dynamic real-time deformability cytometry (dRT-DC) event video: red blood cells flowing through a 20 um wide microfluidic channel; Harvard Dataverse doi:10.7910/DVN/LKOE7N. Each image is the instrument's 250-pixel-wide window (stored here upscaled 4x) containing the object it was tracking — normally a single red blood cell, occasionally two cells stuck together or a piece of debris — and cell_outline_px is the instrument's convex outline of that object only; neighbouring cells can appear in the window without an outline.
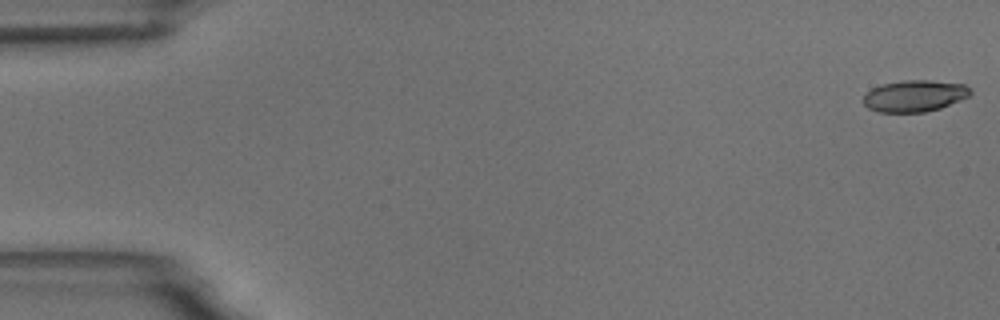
{"species": "common noctule bat (a hibernating species)", "species_latin": "Nyctalus noctula", "temperature_condition": "room temperature", "stored_images_in_passage": 58, "camera_frame_rate_fps": 3000, "um_per_image_px": 0.085, "animal": {"sex": "male", "body_mass_g": 18.8}, "frame": {"image": 1, "passage_image": 1, "time_ms": 0.0, "image_size_px": [1000, 320], "cell_outline_px": [[972, 92], [968, 96], [960, 100], [940, 108], [924, 112], [880, 112], [868, 108], [864, 104], [864, 96], [872, 88], [880, 84], [904, 80], [928, 80], [964, 84]], "centroid_in_image_um": [77.72, 8.15], "position_along_channel_um": 7.3, "area_um2": 19.54}}
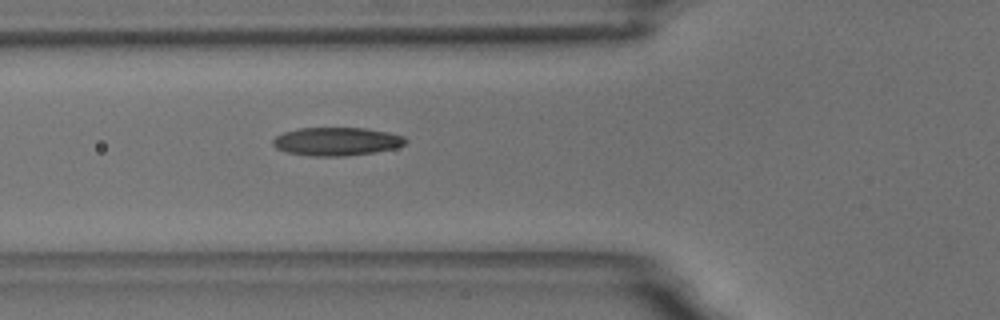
{"frame": {"image": 2, "passage_image": 21, "time_ms": 6.667, "image_size_px": [1000, 320], "cell_outline_px": [[408, 140], [404, 144], [396, 148], [376, 152], [344, 156], [312, 156], [288, 152], [276, 148], [272, 144], [272, 140], [276, 136], [284, 132], [300, 128], [368, 128], [388, 132], [404, 136]], "centroid_in_image_um": [28.64, 12.02], "position_along_channel_um": 97.2, "area_um2": 21.91}}
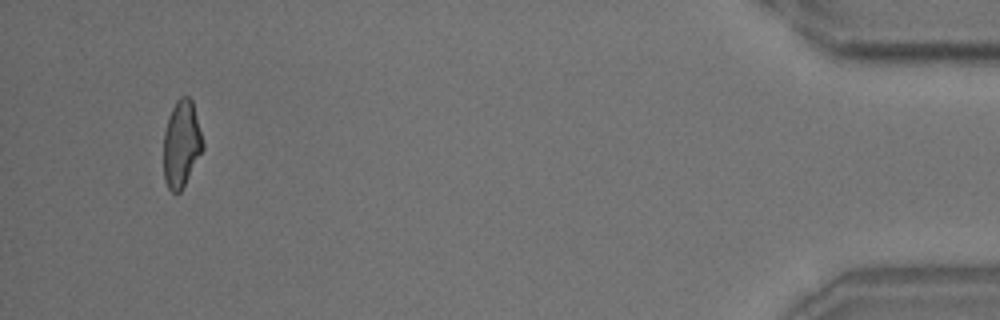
{"frame": {"image": 3, "passage_image": 55, "time_ms": 18.0, "image_size_px": [1000, 320], "cell_outline_px": [[204, 148], [180, 192], [176, 196], [168, 188], [164, 180], [164, 132], [168, 116], [176, 100], [180, 96], [188, 96], [192, 100], [204, 144]], "centroid_in_image_um": [15.41, 12.23], "position_along_channel_um": 419.8, "area_um2": 19.88}, "authors_computed_cell_mechanics": {"area_um2": 20.808, "velocity_mm_per_s": 3.506, "shape_relaxation_time_tau1_ms": 6.8356, "shape_relaxation_time_tau2_ms": 2.5267, "deformation_change_tau1": 0.1838, "deformation_change_tau2": 0.1062}}